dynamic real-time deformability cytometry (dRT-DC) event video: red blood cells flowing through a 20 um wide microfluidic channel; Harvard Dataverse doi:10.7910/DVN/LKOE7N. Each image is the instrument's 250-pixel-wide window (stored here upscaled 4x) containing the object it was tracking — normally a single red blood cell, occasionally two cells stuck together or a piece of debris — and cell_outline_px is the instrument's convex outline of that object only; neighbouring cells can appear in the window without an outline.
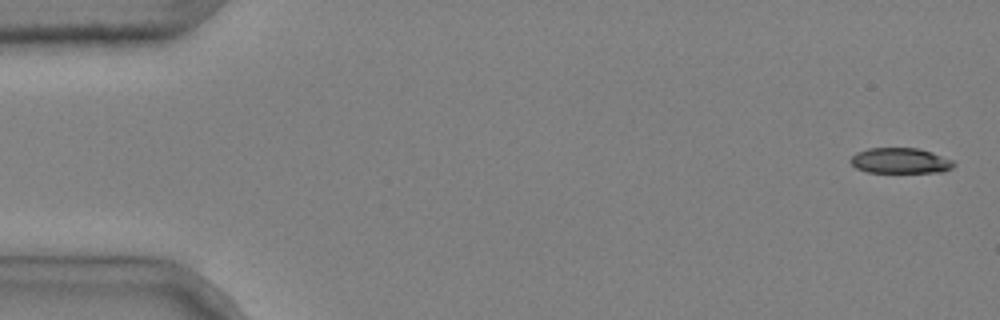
{"species": "common noctule bat (a hibernating species)", "species_latin": "Nyctalus noctula", "temperature_condition": "cold", "stored_images_in_passage": 4, "camera_frame_rate_fps": 3000, "um_per_image_px": 0.085, "animal": {"sex": "male", "body_mass_g": 20.4}, "frame": {"image": 1, "passage_image": 1, "time_ms": 0.0, "image_size_px": [1000, 320], "cell_outline_px": [[956, 164], [952, 168], [944, 172], [868, 172], [856, 168], [848, 160], [856, 152], [868, 148], [920, 148], [932, 152], [952, 160]], "centroid_in_image_um": [76.52, 13.65], "position_along_channel_um": 8.5, "area_um2": 15.43}}
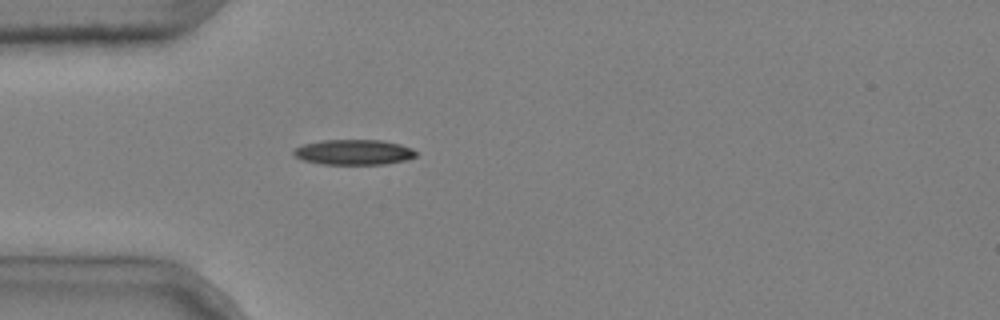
{"frame": {"image": 2, "passage_image": 4, "time_ms": 1.0, "image_size_px": [1000, 320], "cell_outline_px": [[416, 156], [408, 160], [384, 164], [320, 164], [304, 160], [296, 156], [292, 152], [296, 148], [304, 144], [324, 140], [384, 140], [400, 144], [412, 148], [416, 152]], "centroid_in_image_um": [30.11, 12.93], "position_along_channel_um": 54.9, "area_um2": 17.98}}